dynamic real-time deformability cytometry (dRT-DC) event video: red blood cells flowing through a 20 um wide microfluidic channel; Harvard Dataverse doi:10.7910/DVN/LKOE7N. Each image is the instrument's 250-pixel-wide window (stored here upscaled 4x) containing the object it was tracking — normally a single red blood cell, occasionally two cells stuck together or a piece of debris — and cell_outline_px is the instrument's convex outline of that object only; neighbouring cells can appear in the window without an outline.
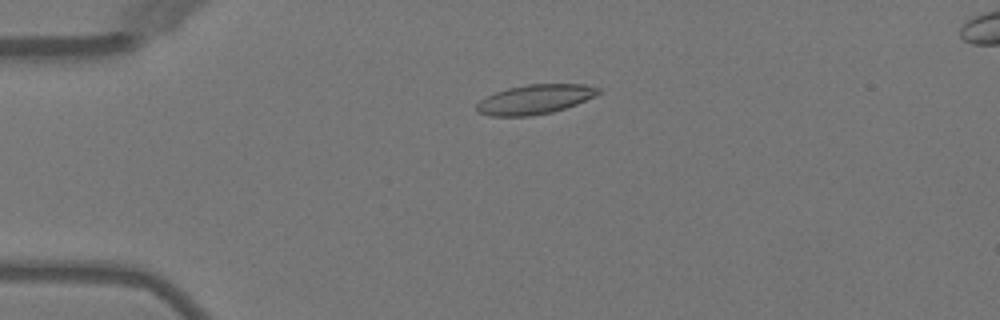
{"species": "Egyptian fruit bat (a non-hibernating species)", "species_latin": "Rousettus aegyptiacus", "temperature_condition": "warm", "stored_images_in_passage": 52, "camera_frame_rate_fps": 3000, "um_per_image_px": 0.085, "animal": {"sex": "female"}, "frame": {"image": 1, "passage_image": 13, "time_ms": 4.0, "image_size_px": [1000, 320], "cell_outline_px": [[600, 92], [596, 96], [576, 104], [552, 112], [532, 116], [488, 116], [476, 112], [476, 104], [480, 100], [496, 92], [508, 88], [528, 84], [584, 84], [600, 88]], "centroid_in_image_um": [45.46, 8.45], "position_along_channel_um": 39.5, "area_um2": 20.92}}
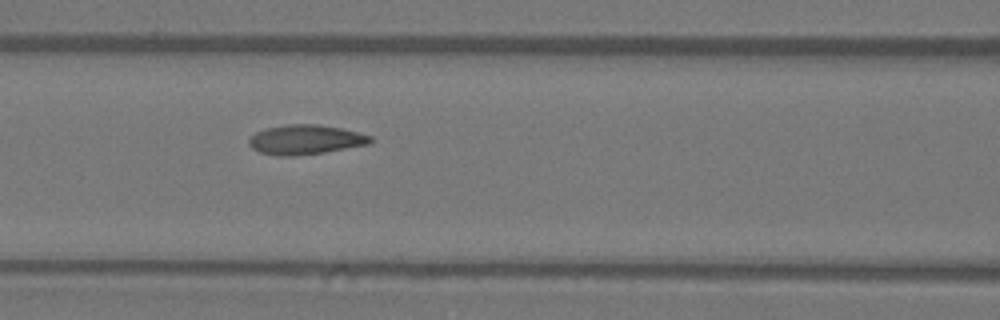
{"frame": {"image": 2, "passage_image": 23, "time_ms": 7.333, "image_size_px": [1000, 320], "cell_outline_px": [[372, 144], [324, 152], [292, 156], [276, 156], [260, 152], [252, 148], [248, 144], [248, 140], [256, 132], [264, 128], [288, 124], [320, 124], [340, 128], [372, 136]], "centroid_in_image_um": [25.96, 11.87], "position_along_channel_um": 140.6, "area_um2": 21.04}}
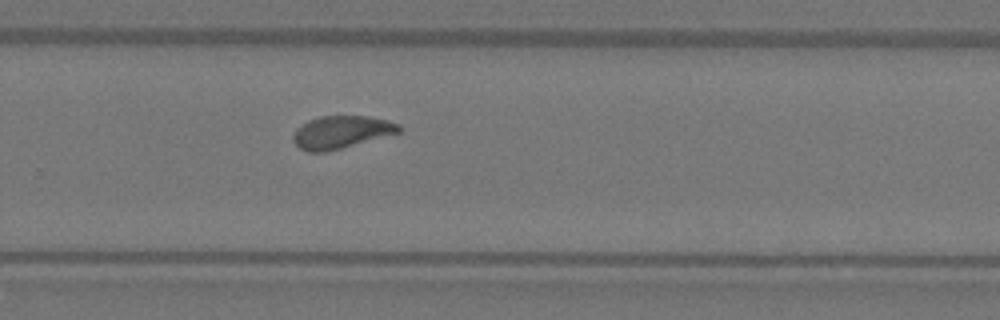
{"frame": {"image": 3, "passage_image": 35, "time_ms": 11.333, "image_size_px": [1000, 320], "cell_outline_px": [[404, 128], [400, 132], [340, 148], [324, 152], [308, 152], [300, 148], [292, 140], [292, 136], [296, 128], [308, 120], [320, 116], [368, 116], [388, 120], [400, 124]], "centroid_in_image_um": [29.0, 11.22], "position_along_channel_um": 300.8, "area_um2": 20.06}, "authors_computed_cell_mechanics": {"area_um2": 20.6635, "velocity_mm_per_s": 4.019, "shape_relaxation_time_tau1_ms": 5.0776, "shape_relaxation_time_tau2_ms": 1.8881, "deformation_change_tau1": 0.1597, "deformation_change_tau2": 0.0718}}